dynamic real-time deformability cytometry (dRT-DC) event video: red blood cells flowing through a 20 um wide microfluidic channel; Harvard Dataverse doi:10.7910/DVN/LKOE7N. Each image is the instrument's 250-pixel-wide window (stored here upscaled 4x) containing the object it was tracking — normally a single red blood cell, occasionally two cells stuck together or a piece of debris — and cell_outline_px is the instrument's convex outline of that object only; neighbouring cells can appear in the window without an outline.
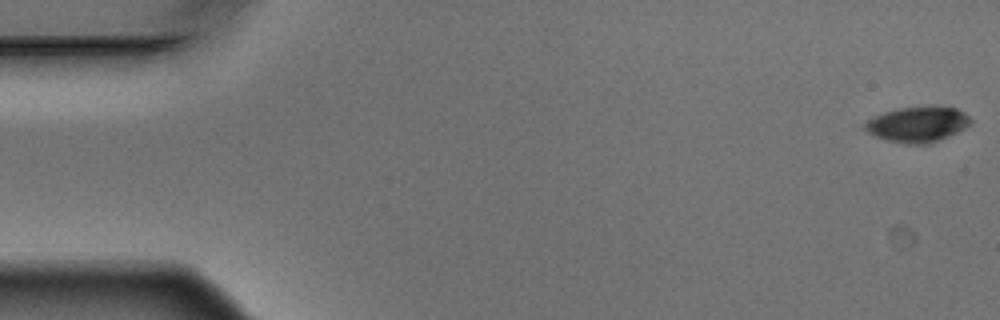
{"species": "Egyptian fruit bat (a non-hibernating species)", "species_latin": "Rousettus aegyptiacus", "temperature_condition": "warm", "stored_images_in_passage": 5, "camera_frame_rate_fps": 3000, "um_per_image_px": 0.085, "animal": {"sex": "male"}, "frame": {"image": 1, "passage_image": 1, "time_ms": 0.0, "image_size_px": [1000, 320], "cell_outline_px": [[972, 124], [932, 144], [908, 144], [888, 140], [876, 136], [868, 132], [864, 128], [864, 124], [872, 116], [884, 112], [900, 108], [956, 108], [964, 112], [972, 120]], "centroid_in_image_um": [77.99, 10.59], "position_along_channel_um": 7.0, "area_um2": 21.39}}
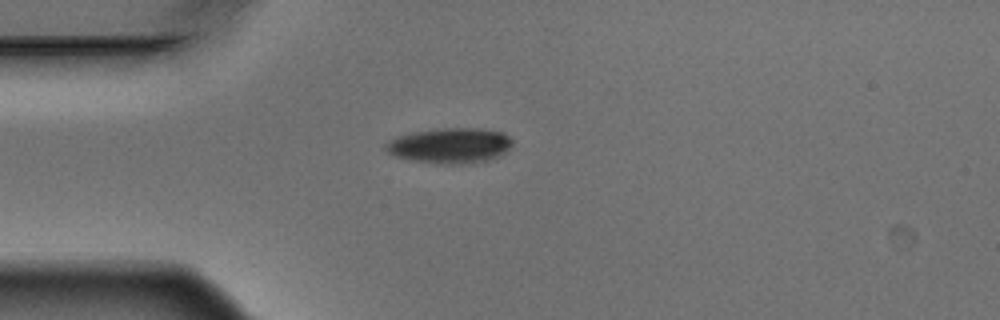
{"frame": {"image": 2, "passage_image": 5, "time_ms": 1.333, "image_size_px": [1000, 320], "cell_outline_px": [[512, 144], [500, 156], [488, 160], [460, 164], [440, 164], [412, 160], [396, 156], [388, 152], [384, 148], [384, 144], [388, 140], [400, 136], [416, 132], [444, 128], [476, 128], [504, 132], [512, 140]], "centroid_in_image_um": [38.26, 12.38], "position_along_channel_um": 46.7, "area_um2": 25.84}}